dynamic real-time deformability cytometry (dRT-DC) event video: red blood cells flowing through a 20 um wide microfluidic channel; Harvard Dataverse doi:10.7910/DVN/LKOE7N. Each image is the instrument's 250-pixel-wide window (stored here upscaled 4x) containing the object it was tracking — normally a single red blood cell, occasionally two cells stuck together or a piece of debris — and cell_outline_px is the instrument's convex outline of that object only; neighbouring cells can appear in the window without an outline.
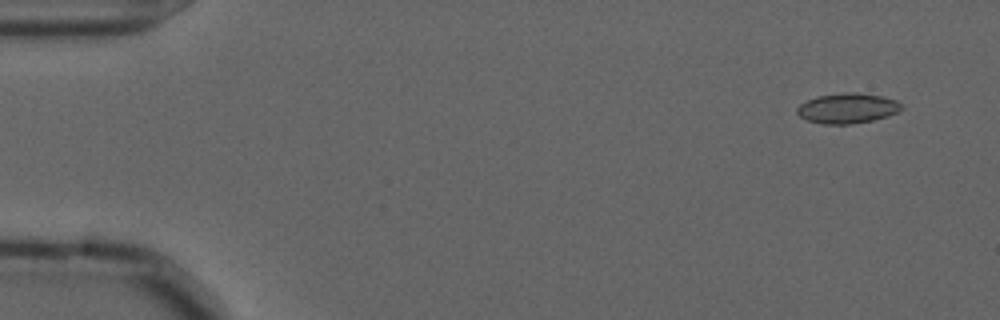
{"species": "common noctule bat (a hibernating species)", "species_latin": "Nyctalus noctula", "temperature_condition": "cold", "stored_images_in_passage": 57, "camera_frame_rate_fps": 3000, "um_per_image_px": 0.085, "animal": {"sex": "male", "forearm_length_mm": 52.5}, "frame": {"image": 1, "passage_image": 4, "time_ms": 1.0, "image_size_px": [1000, 320], "cell_outline_px": [[904, 108], [888, 116], [872, 120], [852, 124], [824, 124], [808, 120], [800, 116], [796, 112], [796, 108], [800, 104], [808, 100], [820, 96], [844, 92], [856, 92], [880, 96], [896, 100]], "centroid_in_image_um": [72.03, 9.2], "position_along_channel_um": 13.0, "area_um2": 18.15}}
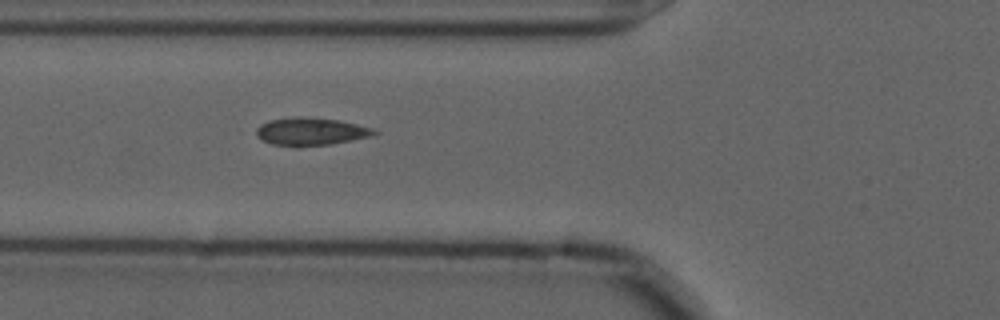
{"frame": {"image": 2, "passage_image": 21, "time_ms": 6.667, "image_size_px": [1000, 320], "cell_outline_px": [[380, 132], [376, 136], [328, 144], [296, 148], [272, 144], [256, 136], [256, 128], [260, 124], [268, 120], [296, 116], [300, 116], [340, 120], [372, 128]], "centroid_in_image_um": [26.42, 11.19], "position_along_channel_um": 99.4, "area_um2": 19.48}}
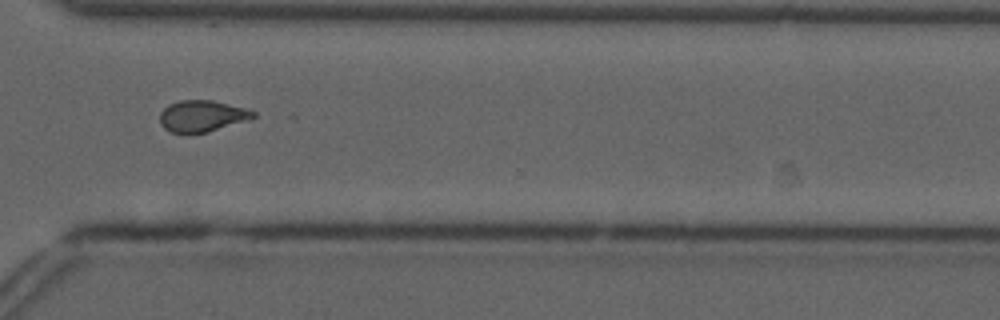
{"frame": {"image": 3, "passage_image": 42, "time_ms": 13.667, "image_size_px": [1000, 320], "cell_outline_px": [[256, 116], [252, 120], [208, 132], [188, 136], [184, 136], [172, 132], [164, 128], [160, 124], [160, 112], [168, 104], [180, 100], [212, 100], [248, 108], [256, 112]], "centroid_in_image_um": [17.2, 9.9], "position_along_channel_um": 353.4, "area_um2": 17.92}}